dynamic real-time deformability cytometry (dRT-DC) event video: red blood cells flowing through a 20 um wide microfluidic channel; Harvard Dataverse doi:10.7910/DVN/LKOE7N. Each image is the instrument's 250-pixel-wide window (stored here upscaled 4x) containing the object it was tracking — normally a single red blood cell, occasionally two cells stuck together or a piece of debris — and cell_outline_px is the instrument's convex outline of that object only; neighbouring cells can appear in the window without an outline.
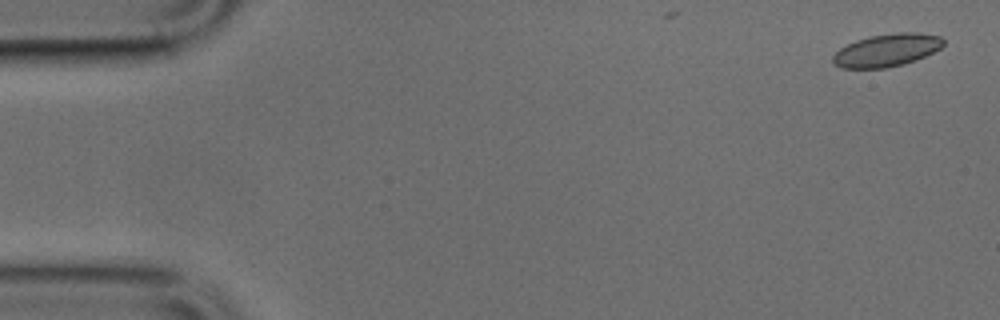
{"species": "common noctule bat (a hibernating species)", "species_latin": "Nyctalus noctula", "temperature_condition": "cold", "stored_images_in_passage": 7, "camera_frame_rate_fps": 3000, "um_per_image_px": 0.085, "animal": {"sex": "male", "body_mass_g": 17.9, "forearm_length_mm": 54.2}, "frame": {"image": 1, "passage_image": 2, "time_ms": 0.333, "image_size_px": [1000, 320], "cell_outline_px": [[944, 44], [940, 48], [916, 60], [904, 64], [888, 68], [840, 68], [832, 60], [832, 56], [840, 48], [856, 40], [868, 36], [896, 32], [916, 32], [940, 36], [944, 40]], "centroid_in_image_um": [75.37, 4.26], "position_along_channel_um": 9.6, "area_um2": 21.1}}